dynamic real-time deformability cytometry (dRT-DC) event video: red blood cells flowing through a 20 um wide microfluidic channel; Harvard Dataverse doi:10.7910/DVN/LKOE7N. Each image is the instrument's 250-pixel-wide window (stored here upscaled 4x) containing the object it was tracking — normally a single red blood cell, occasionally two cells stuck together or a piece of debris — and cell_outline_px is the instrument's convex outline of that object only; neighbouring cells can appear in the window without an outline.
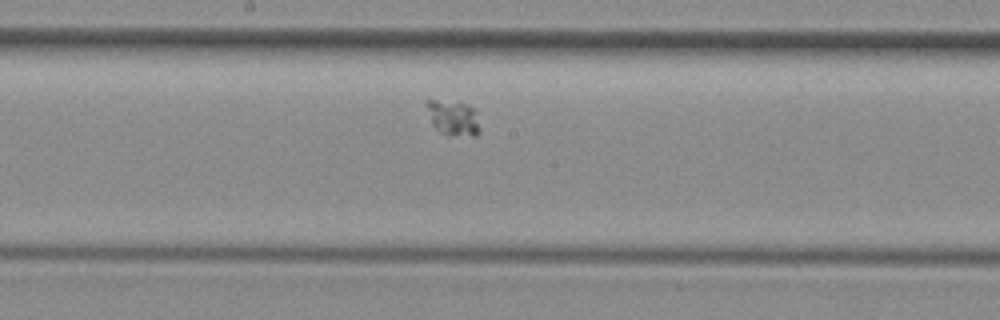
{"species": "common noctule bat (a hibernating species)", "species_latin": "Nyctalus noctula", "temperature_condition": "room temperature", "stored_images_in_passage": 44, "camera_frame_rate_fps": 3000, "um_per_image_px": 0.085, "animal": {"sex": "female", "body_mass_g": 29.2, "forearm_length_mm": 56.3}, "frame": {"image": 1, "passage_image": 19, "time_ms": 6.0, "image_size_px": [1000, 320], "cell_outline_px": [[480, 132], [476, 136], [448, 136], [440, 132], [432, 124], [424, 104], [424, 100], [436, 100], [464, 104], [476, 108], [480, 128]], "centroid_in_image_um": [38.53, 10.04], "position_along_channel_um": 209.7, "area_um2": 11.21}}
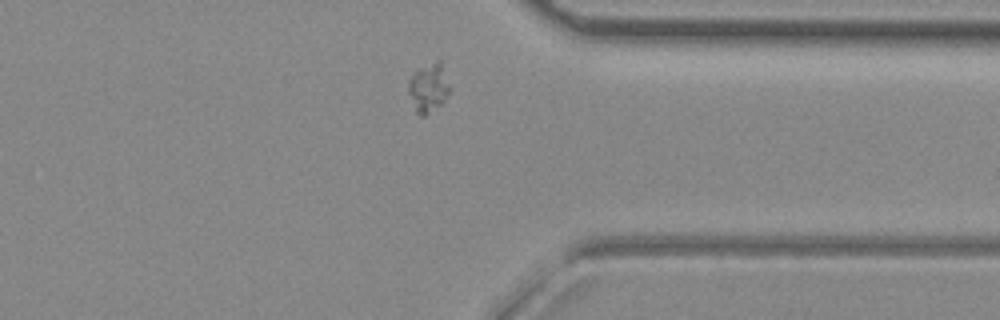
{"frame": {"image": 2, "passage_image": 32, "time_ms": 10.333, "image_size_px": [1000, 320], "cell_outline_px": [[448, 92], [444, 100], [440, 104], [424, 116], [420, 116], [416, 112], [408, 92], [408, 80], [416, 68], [436, 60], [440, 60], [448, 84]], "centroid_in_image_um": [36.37, 7.42], "position_along_channel_um": 375.0, "area_um2": 11.56}}
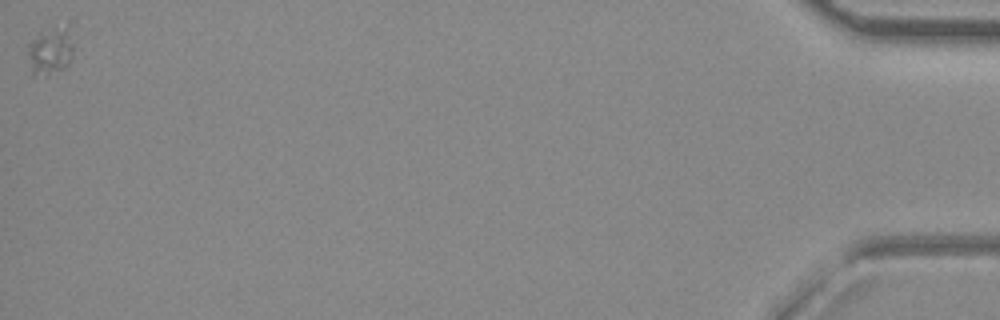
{"frame": {"image": 3, "passage_image": 44, "time_ms": 14.333, "image_size_px": [1000, 320], "cell_outline_px": [[72, 56], [68, 64], [64, 68], [48, 76], [44, 76], [36, 72], [28, 56], [28, 44], [40, 32], [52, 24], [64, 32], [72, 44]], "centroid_in_image_um": [4.25, 4.34], "position_along_channel_um": 430.9, "area_um2": 11.79}}